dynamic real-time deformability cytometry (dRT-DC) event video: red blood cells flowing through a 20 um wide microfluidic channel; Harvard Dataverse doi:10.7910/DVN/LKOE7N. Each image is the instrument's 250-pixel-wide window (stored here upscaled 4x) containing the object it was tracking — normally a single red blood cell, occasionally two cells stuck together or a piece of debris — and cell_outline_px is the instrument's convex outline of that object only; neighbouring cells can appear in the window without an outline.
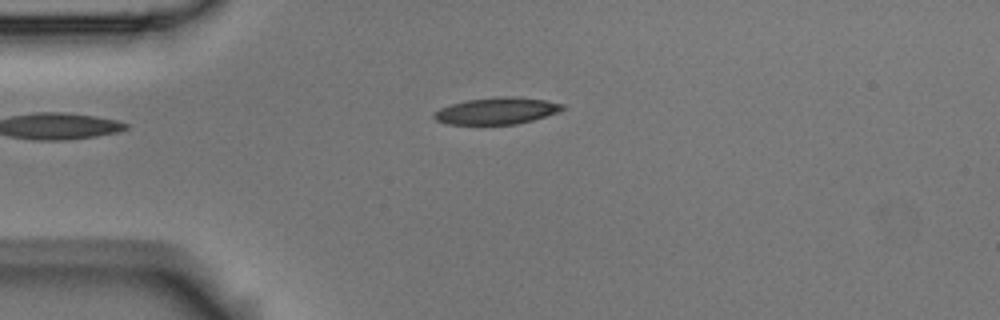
{"species": "Egyptian fruit bat (a non-hibernating species)", "species_latin": "Rousettus aegyptiacus", "temperature_condition": "room temperature", "stored_images_in_passage": 11, "camera_frame_rate_fps": 3000, "um_per_image_px": 0.085, "animal": {"sex": "male"}, "frame": {"image": 1, "passage_image": 1, "time_ms": 0.0, "image_size_px": [1000, 320], "cell_outline_px": [[564, 108], [556, 112], [532, 120], [516, 124], [448, 124], [436, 120], [432, 116], [440, 108], [452, 104], [468, 100], [500, 96], [516, 96], [544, 100], [564, 104]], "centroid_in_image_um": [42.21, 9.41], "position_along_channel_um": 42.8, "area_um2": 19.71}}
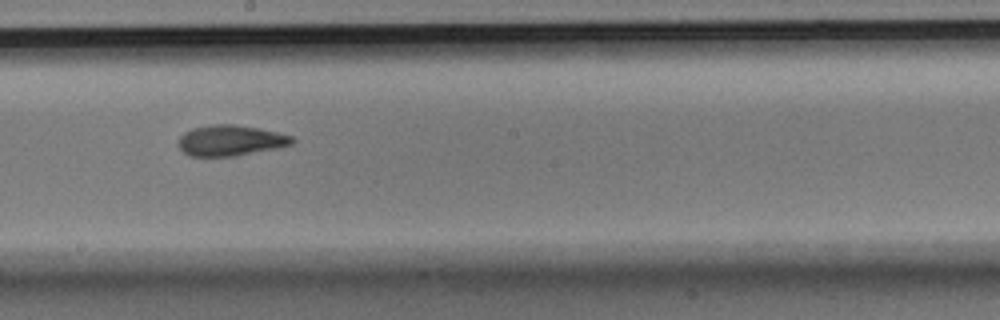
{"frame": {"image": 2, "passage_image": 6, "time_ms": 1.667, "image_size_px": [1000, 320], "cell_outline_px": [[296, 140], [292, 144], [280, 148], [236, 156], [188, 156], [180, 148], [180, 136], [184, 132], [192, 128], [212, 124], [232, 124], [256, 128], [276, 132], [292, 136]], "centroid_in_image_um": [19.62, 11.95], "position_along_channel_um": 228.6, "area_um2": 20.35}}
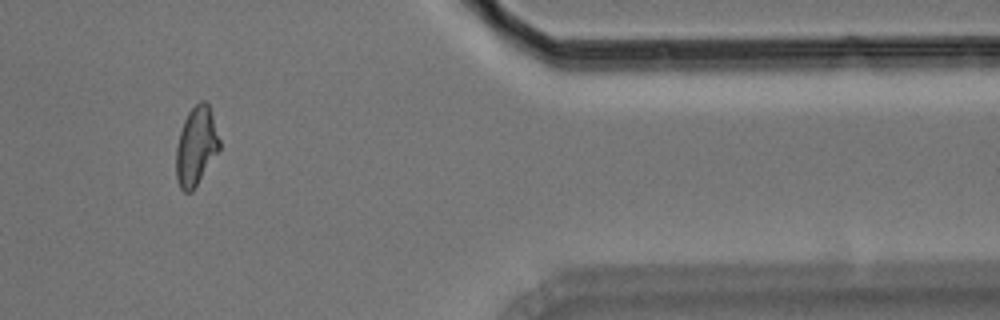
{"frame": {"image": 3, "passage_image": 10, "time_ms": 3.0, "image_size_px": [1000, 320], "cell_outline_px": [[220, 148], [192, 192], [184, 192], [180, 188], [176, 180], [176, 148], [180, 132], [184, 120], [188, 112], [200, 100], [204, 100], [208, 104], [212, 112], [220, 140]], "centroid_in_image_um": [16.67, 12.42], "position_along_channel_um": 394.7, "area_um2": 19.83}}